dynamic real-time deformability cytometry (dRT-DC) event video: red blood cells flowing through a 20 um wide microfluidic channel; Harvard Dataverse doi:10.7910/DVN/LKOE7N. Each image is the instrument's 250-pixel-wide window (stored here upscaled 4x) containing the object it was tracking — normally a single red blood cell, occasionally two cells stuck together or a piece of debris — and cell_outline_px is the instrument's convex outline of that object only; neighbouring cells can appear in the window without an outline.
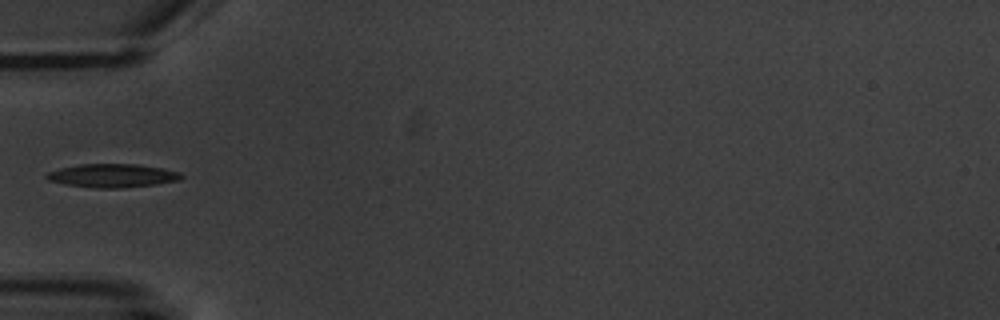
{"species": "common noctule bat (a hibernating species)", "species_latin": "Nyctalus noctula", "temperature_condition": "warm", "stored_images_in_passage": 6, "camera_frame_rate_fps": 3000, "um_per_image_px": 0.085, "animal": {"sex": "male", "body_mass_g": 20.1, "forearm_length_mm": 53.5}, "frame": {"image": 1, "passage_image": 6, "time_ms": 6.0, "image_size_px": [1000, 320], "cell_outline_px": [[184, 176], [180, 180], [156, 184], [120, 188], [92, 188], [64, 184], [48, 180], [44, 176], [48, 172], [60, 168], [80, 164], [136, 164], [164, 168], [180, 172]], "centroid_in_image_um": [9.56, 14.93], "position_along_channel_um": 75.4, "area_um2": 18.55}}